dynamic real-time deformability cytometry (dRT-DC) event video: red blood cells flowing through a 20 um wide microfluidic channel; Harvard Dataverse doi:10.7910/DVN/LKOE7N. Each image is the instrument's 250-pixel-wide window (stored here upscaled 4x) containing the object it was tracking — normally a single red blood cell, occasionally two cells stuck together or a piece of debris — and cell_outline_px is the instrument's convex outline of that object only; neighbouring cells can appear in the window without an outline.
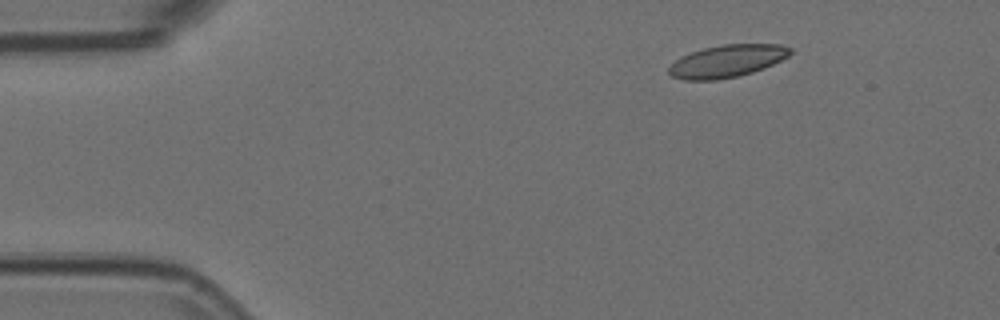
{"species": "Egyptian fruit bat (a non-hibernating species)", "species_latin": "Rousettus aegyptiacus", "temperature_condition": "room temperature", "stored_images_in_passage": 11, "camera_frame_rate_fps": 3000, "um_per_image_px": 0.085, "animal": {"sex": "female"}, "frame": {"image": 1, "passage_image": 1, "time_ms": 0.0, "image_size_px": [1000, 320], "cell_outline_px": [[792, 52], [788, 56], [764, 68], [752, 72], [736, 76], [716, 80], [684, 80], [672, 76], [668, 72], [668, 68], [676, 60], [692, 52], [704, 48], [724, 44], [780, 44], [792, 48]], "centroid_in_image_um": [61.81, 5.19], "position_along_channel_um": 23.2, "area_um2": 22.66}}
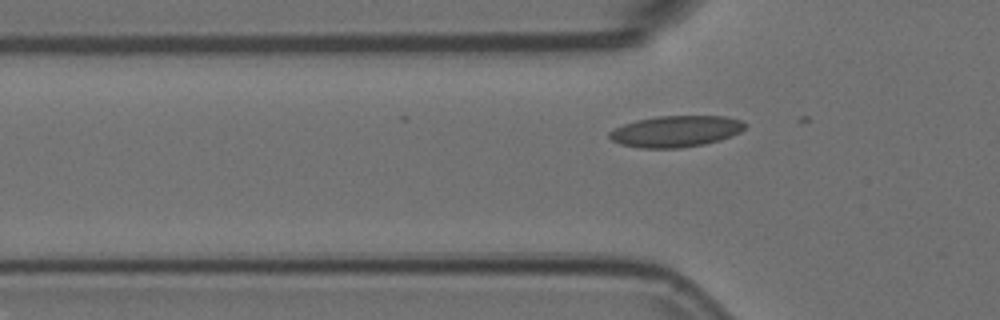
{"frame": {"image": 2, "passage_image": 11, "time_ms": 3.333, "image_size_px": [1000, 320], "cell_outline_px": [[748, 124], [740, 132], [732, 136], [720, 140], [704, 144], [680, 148], [640, 148], [620, 144], [612, 140], [608, 136], [608, 132], [624, 124], [636, 120], [656, 116], [724, 116], [740, 120]], "centroid_in_image_um": [57.45, 11.16], "position_along_channel_um": 68.4, "area_um2": 24.8}}